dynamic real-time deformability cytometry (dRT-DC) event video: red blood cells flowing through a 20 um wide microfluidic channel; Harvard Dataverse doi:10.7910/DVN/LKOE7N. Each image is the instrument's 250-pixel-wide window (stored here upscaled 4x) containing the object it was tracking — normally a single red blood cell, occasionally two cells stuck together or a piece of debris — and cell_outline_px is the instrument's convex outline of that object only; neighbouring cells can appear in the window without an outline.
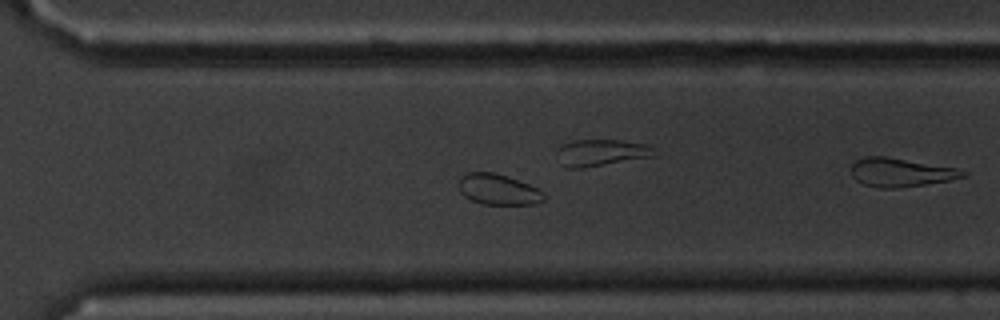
{"species": "common noctule bat (a hibernating species)", "species_latin": "Nyctalus noctula", "temperature_condition": "cold", "stored_images_in_passage": 41, "camera_frame_rate_fps": 3000, "um_per_image_px": 0.085, "animal": {"sex": "male", "body_mass_g": 20.1, "forearm_length_mm": 53.5}, "frame": {"image": 1, "passage_image": 35, "time_ms": 11.333, "image_size_px": [1000, 320], "cell_outline_px": [[544, 200], [532, 204], [484, 204], [472, 200], [464, 196], [460, 192], [460, 176], [468, 172], [492, 172], [508, 176], [528, 184], [544, 192]], "centroid_in_image_um": [42.34, 16.09], "position_along_channel_um": 328.3, "area_um2": 15.09}}
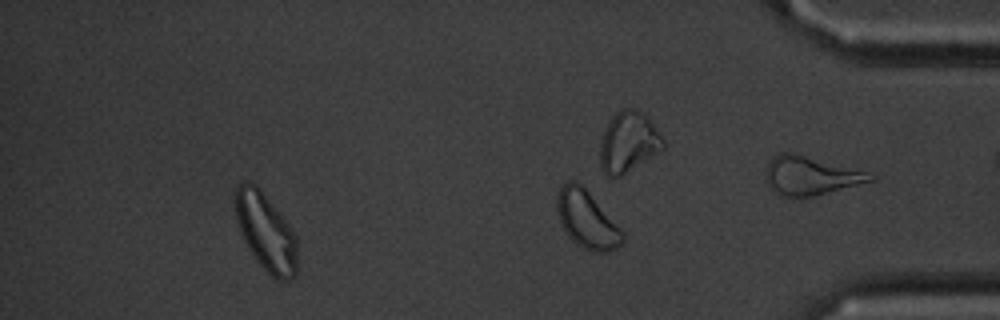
{"frame": {"image": 2, "passage_image": 41, "time_ms": 13.333, "image_size_px": [1000, 320], "cell_outline_px": [[624, 240], [616, 248], [608, 252], [592, 252], [576, 244], [568, 236], [560, 224], [556, 208], [556, 196], [560, 188], [568, 180], [576, 180], [588, 192], [624, 232]], "centroid_in_image_um": [49.85, 18.67], "position_along_channel_um": 385.3, "area_um2": 21.91}}